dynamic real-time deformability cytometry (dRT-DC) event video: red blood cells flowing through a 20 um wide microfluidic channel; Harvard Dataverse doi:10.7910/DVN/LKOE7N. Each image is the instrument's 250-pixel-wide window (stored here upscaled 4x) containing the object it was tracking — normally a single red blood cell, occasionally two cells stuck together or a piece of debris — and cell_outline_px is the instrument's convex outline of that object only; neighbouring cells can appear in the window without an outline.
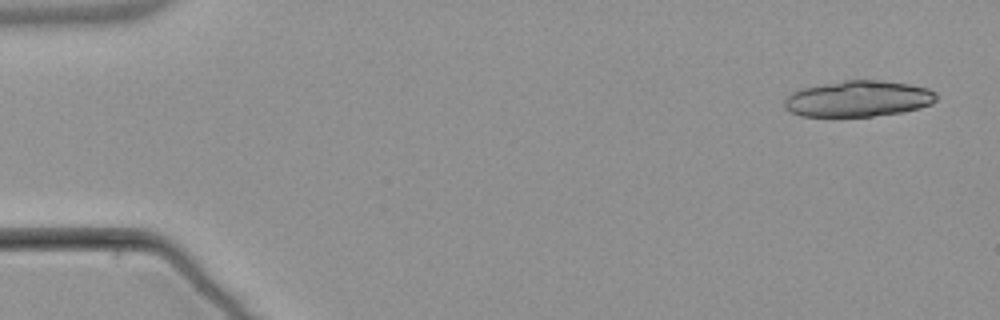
{"species": "common noctule bat (a hibernating species)", "species_latin": "Nyctalus noctula", "temperature_condition": "warm", "stored_images_in_passage": 5, "camera_frame_rate_fps": 3000, "um_per_image_px": 0.085, "animal": {"sex": "male", "body_mass_g": 21.5, "forearm_length_mm": 52.0}, "frame": {"image": 1, "passage_image": 1, "time_ms": 0.0, "image_size_px": [1000, 320], "cell_outline_px": [[936, 100], [932, 104], [920, 108], [900, 112], [872, 116], [800, 116], [784, 108], [784, 100], [792, 92], [800, 88], [844, 80], [880, 80], [908, 84], [928, 88], [936, 92]], "centroid_in_image_um": [72.94, 8.39], "position_along_channel_um": 12.1, "area_um2": 31.91}}
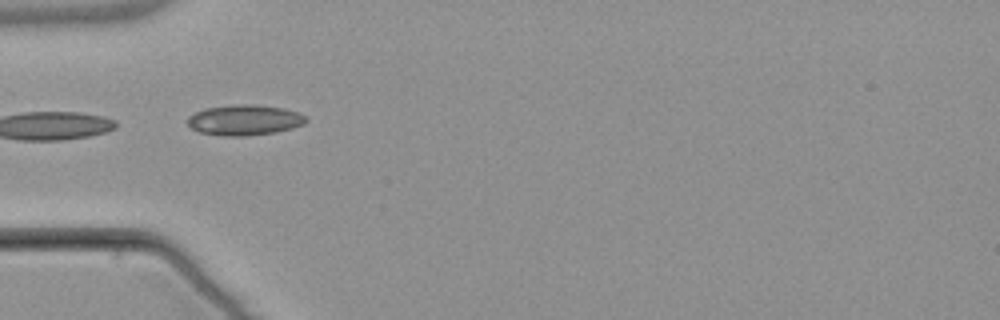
{"frame": {"image": 2, "passage_image": 5, "time_ms": 5.0, "image_size_px": [1000, 320], "cell_outline_px": [[308, 120], [304, 124], [292, 128], [276, 132], [244, 136], [224, 136], [200, 132], [192, 128], [188, 124], [188, 116], [204, 108], [236, 104], [252, 104], [284, 108], [300, 112]], "centroid_in_image_um": [20.8, 10.19], "position_along_channel_um": 64.2, "area_um2": 21.1}}